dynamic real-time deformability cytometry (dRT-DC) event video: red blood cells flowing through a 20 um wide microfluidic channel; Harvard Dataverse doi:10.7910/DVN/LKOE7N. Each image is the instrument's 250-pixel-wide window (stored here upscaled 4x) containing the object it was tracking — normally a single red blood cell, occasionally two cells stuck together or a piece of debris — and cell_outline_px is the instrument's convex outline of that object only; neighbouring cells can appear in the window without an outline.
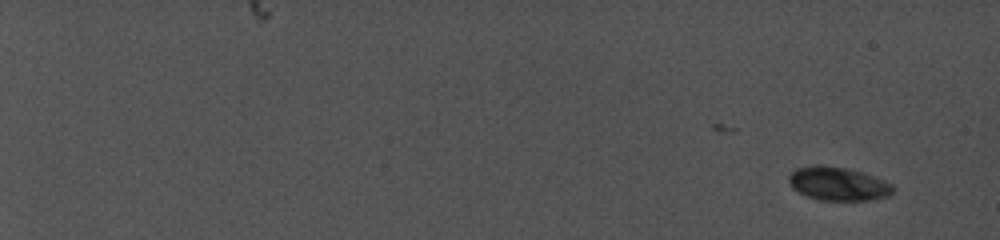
{"species": "common noctule bat (a hibernating species)", "species_latin": "Nyctalus noctula", "temperature_condition": "cold", "stored_images_in_passage": 17, "camera_frame_rate_fps": 5000, "um_per_image_px": 0.085, "animal": {"sex": "female", "body_mass_g": 19.0, "forearm_length_mm": 56.7}, "frame": {"image": 1, "passage_image": 1, "time_ms": 0.0, "image_size_px": [1000, 240], "cell_outline_px": [[896, 188], [888, 196], [868, 200], [820, 200], [808, 196], [800, 192], [788, 180], [788, 176], [796, 168], [808, 164], [824, 164], [848, 168], [864, 172], [884, 180], [892, 184]], "centroid_in_image_um": [71.26, 15.58], "position_along_channel_um": 13.7, "area_um2": 20.52}}
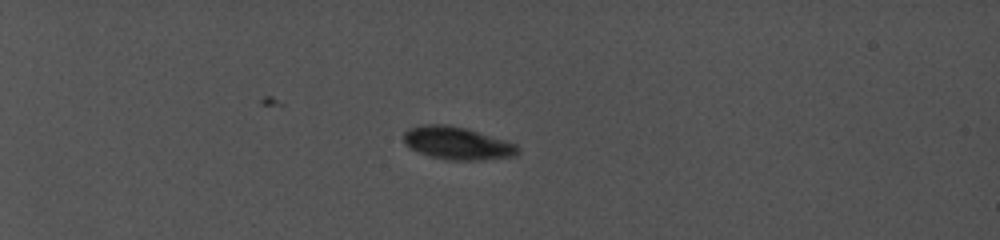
{"frame": {"image": 2, "passage_image": 8, "time_ms": 5.6, "image_size_px": [1000, 240], "cell_outline_px": [[520, 148], [516, 152], [504, 156], [472, 160], [460, 160], [432, 156], [420, 152], [412, 148], [404, 140], [404, 132], [408, 128], [424, 124], [448, 124], [464, 128], [504, 140], [516, 144]], "centroid_in_image_um": [38.8, 12.13], "position_along_channel_um": 46.2, "area_um2": 20.75}}
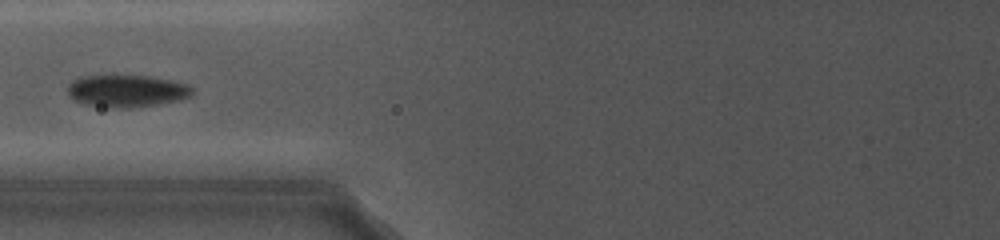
{"frame": {"image": 3, "passage_image": 13, "time_ms": 9.8, "image_size_px": [1000, 240], "cell_outline_px": [[192, 92], [188, 96], [176, 100], [156, 104], [128, 108], [112, 108], [84, 104], [76, 100], [68, 92], [68, 84], [72, 80], [80, 76], [148, 76], [168, 80], [184, 84], [192, 88]], "centroid_in_image_um": [10.7, 7.73], "position_along_channel_um": 115.1, "area_um2": 22.83}}